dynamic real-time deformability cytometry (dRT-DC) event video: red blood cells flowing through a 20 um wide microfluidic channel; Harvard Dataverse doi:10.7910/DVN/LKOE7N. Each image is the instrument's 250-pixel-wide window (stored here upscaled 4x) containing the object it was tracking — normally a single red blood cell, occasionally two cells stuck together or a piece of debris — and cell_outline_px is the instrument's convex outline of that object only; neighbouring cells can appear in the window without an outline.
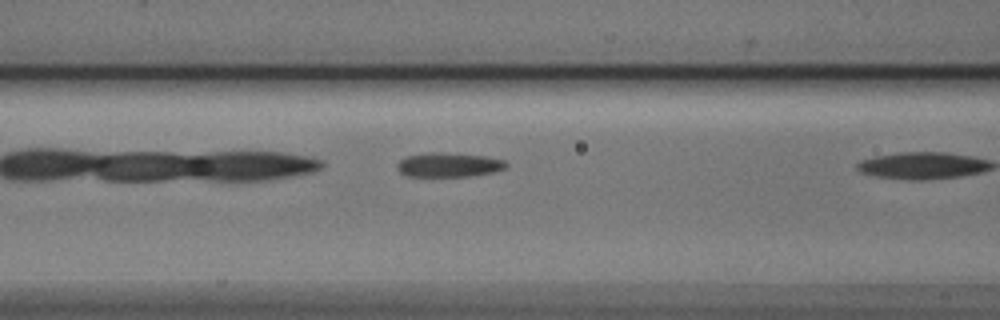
{"species": "Egyptian fruit bat (a non-hibernating species)", "species_latin": "Rousettus aegyptiacus", "temperature_condition": "cold", "stored_images_in_passage": 8, "camera_frame_rate_fps": 3000, "um_per_image_px": 0.085, "animal": {"sex": "male"}, "frame": {"image": 1, "passage_image": 4, "time_ms": 1.0, "image_size_px": [1000, 320], "cell_outline_px": [[508, 164], [504, 168], [492, 172], [468, 176], [408, 176], [400, 172], [396, 168], [396, 164], [400, 160], [408, 156], [428, 152], [440, 152], [484, 156], [504, 160]], "centroid_in_image_um": [38.1, 14.0], "position_along_channel_um": 128.5, "area_um2": 15.26}}